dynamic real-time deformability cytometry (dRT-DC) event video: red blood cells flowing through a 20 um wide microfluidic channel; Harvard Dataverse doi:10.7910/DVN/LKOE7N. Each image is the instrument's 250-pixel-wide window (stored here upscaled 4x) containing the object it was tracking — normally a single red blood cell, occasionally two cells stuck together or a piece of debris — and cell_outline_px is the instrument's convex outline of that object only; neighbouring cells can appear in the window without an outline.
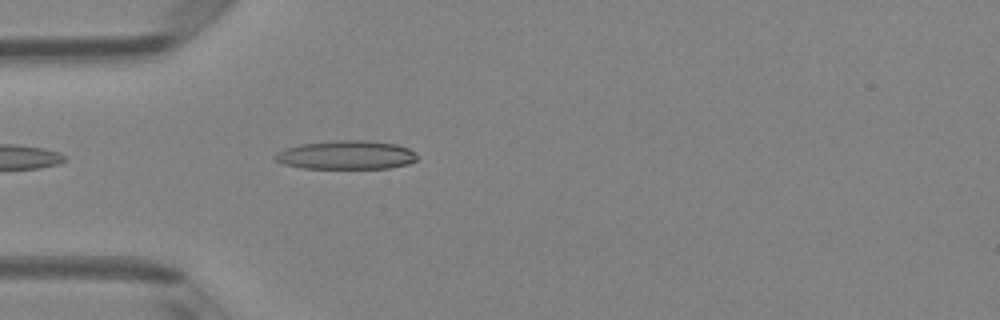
{"species": "Egyptian fruit bat (a non-hibernating species)", "species_latin": "Rousettus aegyptiacus", "temperature_condition": "room temperature", "stored_images_in_passage": 9, "camera_frame_rate_fps": 3000, "um_per_image_px": 0.085, "animal": {"sex": "female"}, "frame": {"image": 1, "passage_image": 1, "time_ms": 0.0, "image_size_px": [1000, 320], "cell_outline_px": [[420, 156], [416, 160], [408, 164], [388, 168], [304, 168], [284, 164], [276, 160], [272, 156], [276, 152], [300, 144], [336, 140], [364, 140], [396, 144], [408, 148], [416, 152]], "centroid_in_image_um": [29.46, 13.17], "position_along_channel_um": 55.5, "area_um2": 23.81}}